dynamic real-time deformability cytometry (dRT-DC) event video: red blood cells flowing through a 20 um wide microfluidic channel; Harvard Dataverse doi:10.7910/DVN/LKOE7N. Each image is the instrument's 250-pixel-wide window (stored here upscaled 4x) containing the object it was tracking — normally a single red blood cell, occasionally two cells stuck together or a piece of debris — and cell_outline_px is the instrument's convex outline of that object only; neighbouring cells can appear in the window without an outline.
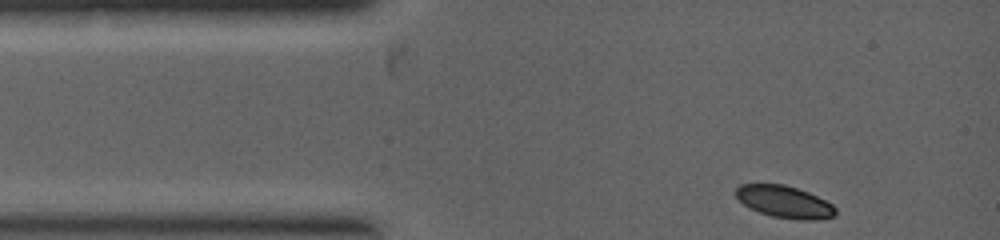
{"species": "common noctule bat (a hibernating species)", "species_latin": "Nyctalus noctula", "temperature_condition": "warm", "stored_images_in_passage": 5, "camera_frame_rate_fps": 5000, "um_per_image_px": 0.085, "animal": {"sex": "female", "body_mass_g": 19.0, "forearm_length_mm": 53.3}, "frame": {"image": 1, "passage_image": 1, "time_ms": 0.0, "image_size_px": [1000, 240], "cell_outline_px": [[836, 216], [816, 220], [800, 220], [772, 216], [760, 212], [744, 204], [736, 196], [736, 188], [740, 184], [784, 184], [808, 192], [832, 204], [836, 208]], "centroid_in_image_um": [66.71, 17.16], "position_along_channel_um": 18.3, "area_um2": 18.44}}
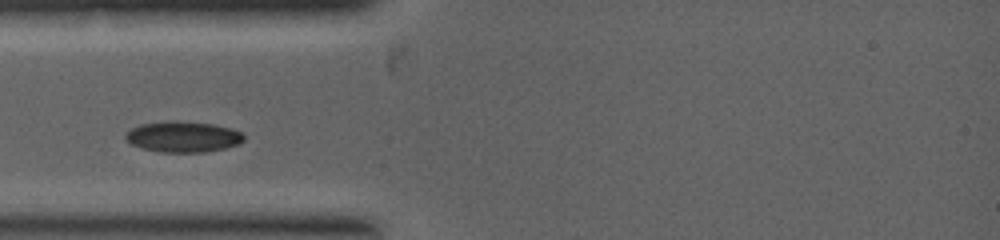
{"frame": {"image": 2, "passage_image": 4, "time_ms": 1.4, "image_size_px": [1000, 240], "cell_outline_px": [[244, 140], [236, 144], [224, 148], [204, 152], [160, 152], [144, 148], [132, 144], [124, 136], [132, 128], [140, 124], [168, 120], [176, 120], [212, 124], [232, 128], [240, 132], [244, 136]], "centroid_in_image_um": [15.56, 11.61], "position_along_channel_um": 69.4, "area_um2": 21.1}}